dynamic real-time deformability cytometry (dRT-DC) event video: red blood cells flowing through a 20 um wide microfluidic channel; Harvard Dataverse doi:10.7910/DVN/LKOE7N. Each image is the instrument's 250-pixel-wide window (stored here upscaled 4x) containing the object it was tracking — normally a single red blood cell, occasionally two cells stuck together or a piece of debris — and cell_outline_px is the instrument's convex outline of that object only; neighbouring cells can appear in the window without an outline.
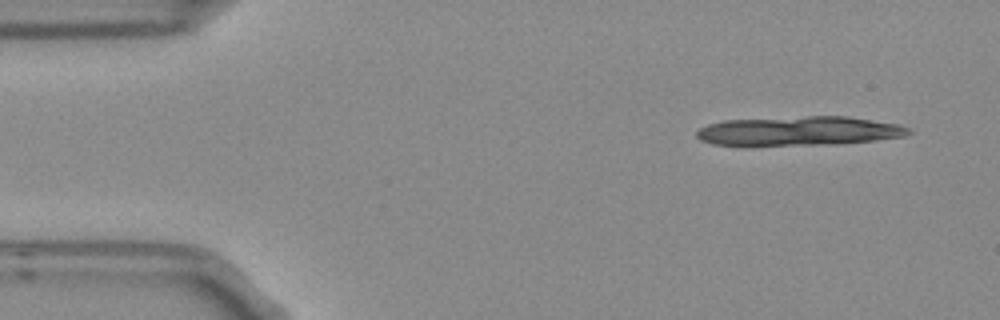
{"species": "Egyptian fruit bat (a non-hibernating species)", "species_latin": "Rousettus aegyptiacus", "temperature_condition": "room temperature", "stored_images_in_passage": 4, "segment_of_instrument_passage": [1, 2], "camera_frame_rate_fps": 3000, "um_per_image_px": 0.085, "frame": {"image": 1, "passage_image": 1, "time_ms": 0.0, "image_size_px": [1000, 320], "cell_outline_px": [[912, 132], [904, 136], [876, 140], [836, 144], [748, 148], [744, 148], [712, 144], [700, 140], [696, 136], [696, 132], [700, 128], [708, 124], [724, 120], [808, 116], [848, 116], [900, 124], [908, 128]], "centroid_in_image_um": [67.81, 11.17], "position_along_channel_um": 17.2, "area_um2": 37.45}}